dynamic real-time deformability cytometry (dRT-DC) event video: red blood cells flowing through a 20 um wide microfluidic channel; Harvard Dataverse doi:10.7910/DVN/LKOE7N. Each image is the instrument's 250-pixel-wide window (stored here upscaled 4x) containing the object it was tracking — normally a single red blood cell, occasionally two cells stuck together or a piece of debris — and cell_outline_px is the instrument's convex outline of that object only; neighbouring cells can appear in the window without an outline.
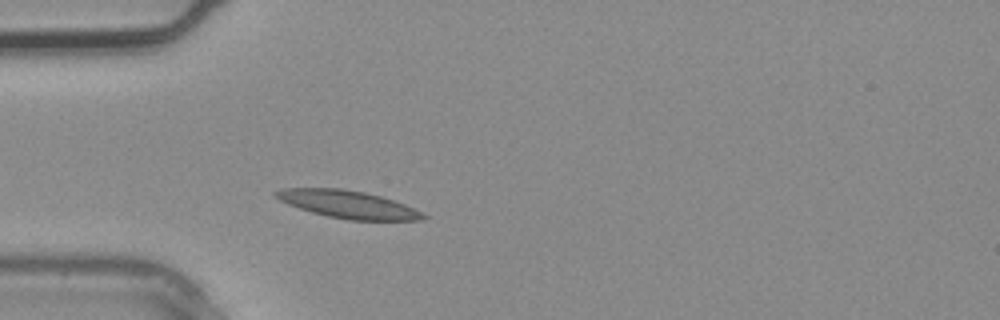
{"species": "common noctule bat (a hibernating species)", "species_latin": "Nyctalus noctula", "temperature_condition": "warm", "stored_images_in_passage": 2, "camera_frame_rate_fps": 3000, "um_per_image_px": 0.085, "animal": {"sex": "male", "body_mass_g": 20.4}, "frame": {"image": 1, "passage_image": 2, "time_ms": 0.333, "image_size_px": [1000, 320], "cell_outline_px": [[428, 216], [424, 220], [348, 220], [328, 216], [312, 212], [288, 204], [272, 196], [272, 192], [284, 188], [340, 188], [364, 192], [380, 196], [404, 204], [424, 212]], "centroid_in_image_um": [29.58, 17.37], "position_along_channel_um": 55.4, "area_um2": 23.7}}